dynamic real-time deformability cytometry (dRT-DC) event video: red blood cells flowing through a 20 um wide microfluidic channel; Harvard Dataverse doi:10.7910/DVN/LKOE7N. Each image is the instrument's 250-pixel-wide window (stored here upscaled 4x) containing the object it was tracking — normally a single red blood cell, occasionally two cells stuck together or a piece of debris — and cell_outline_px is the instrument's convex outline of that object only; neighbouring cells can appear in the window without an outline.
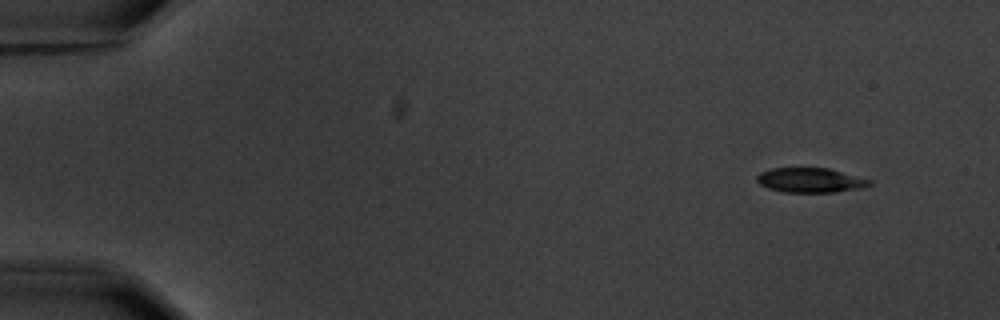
{"species": "common noctule bat (a hibernating species)", "species_latin": "Nyctalus noctula", "temperature_condition": "warm", "stored_images_in_passage": 4, "camera_frame_rate_fps": 3000, "um_per_image_px": 0.085, "animal": {"sex": "male", "body_mass_g": 20.1, "forearm_length_mm": 53.5}, "frame": {"image": 1, "passage_image": 1, "time_ms": 0.0, "image_size_px": [1000, 320], "cell_outline_px": [[872, 184], [864, 188], [836, 192], [784, 192], [768, 188], [760, 184], [756, 180], [756, 176], [760, 172], [772, 168], [828, 168], [872, 180]], "centroid_in_image_um": [68.89, 15.32], "position_along_channel_um": 16.1, "area_um2": 16.24}}
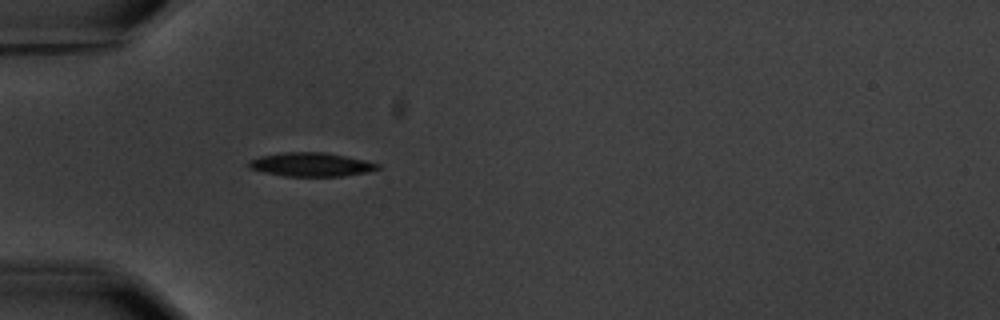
{"frame": {"image": 2, "passage_image": 4, "time_ms": 4.333, "image_size_px": [1000, 320], "cell_outline_px": [[380, 168], [364, 172], [340, 176], [284, 176], [264, 172], [248, 168], [248, 160], [260, 156], [284, 152], [324, 152], [364, 160], [380, 164]], "centroid_in_image_um": [26.38, 13.98], "position_along_channel_um": 58.6, "area_um2": 17.69}}